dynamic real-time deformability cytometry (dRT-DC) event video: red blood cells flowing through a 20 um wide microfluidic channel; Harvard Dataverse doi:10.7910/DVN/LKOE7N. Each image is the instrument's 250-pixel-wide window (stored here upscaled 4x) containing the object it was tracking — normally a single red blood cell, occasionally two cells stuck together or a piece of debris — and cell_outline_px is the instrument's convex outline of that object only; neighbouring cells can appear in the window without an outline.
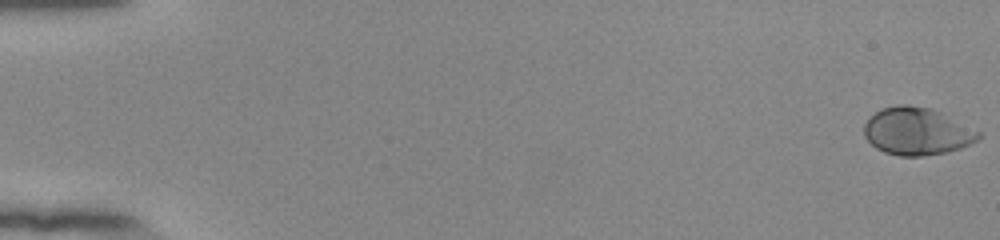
{"species": "human", "species_latin": "Homo sapiens", "temperature_condition": "room temperature", "stored_images_in_passage": 55, "camera_frame_rate_fps": 3000, "um_per_image_px": 0.085, "donor": {"sex": "female"}, "frame": {"image": 1, "passage_image": 1, "time_ms": 0.0, "image_size_px": [1000, 240], "cell_outline_px": [[980, 136], [972, 144], [948, 152], [924, 156], [900, 156], [884, 152], [876, 148], [864, 136], [864, 124], [876, 112], [884, 108], [896, 104], [908, 104], [932, 108], [980, 132]], "centroid_in_image_um": [77.93, 11.17], "position_along_channel_um": 7.1, "area_um2": 31.5}}
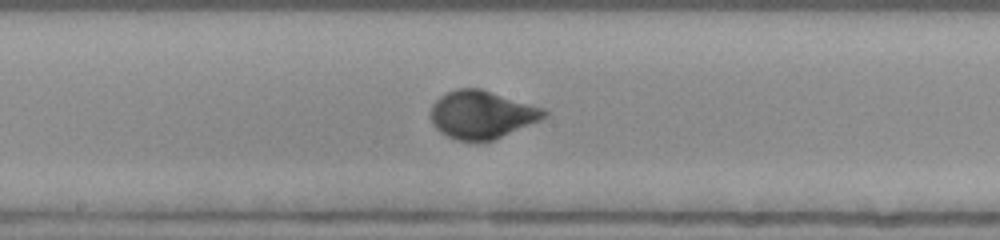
{"frame": {"image": 2, "passage_image": 31, "time_ms": 10.0, "image_size_px": [1000, 240], "cell_outline_px": [[548, 116], [540, 120], [492, 140], [480, 144], [456, 140], [440, 132], [432, 124], [432, 104], [444, 92], [456, 88], [480, 88], [544, 108], [548, 112]], "centroid_in_image_um": [40.93, 9.76], "position_along_channel_um": 207.3, "area_um2": 31.91}}
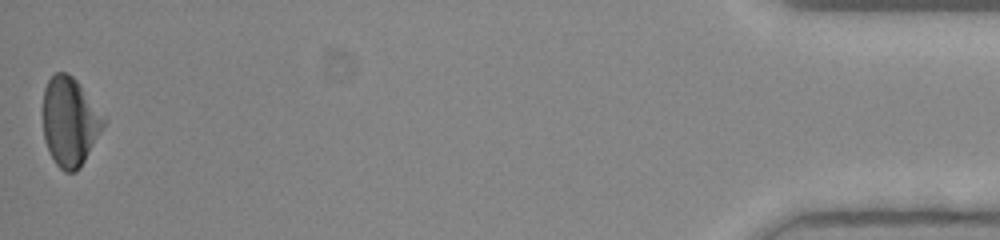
{"frame": {"image": 3, "passage_image": 55, "time_ms": 18.0, "image_size_px": [1000, 240], "cell_outline_px": [[104, 124], [100, 132], [80, 168], [76, 172], [64, 172], [56, 164], [44, 140], [44, 88], [48, 80], [56, 72], [68, 72], [80, 84], [104, 120]], "centroid_in_image_um": [5.9, 10.34], "position_along_channel_um": 429.3, "area_um2": 30.58}, "authors_computed_cell_mechanics": {"area_um2": 30.5762, "velocity_mm_per_s": 3.8593, "shape_relaxation_time_tau1_ms": 2.5489, "shape_relaxation_time_tau2_ms": null, "deformation_change_tau1": 0.1705, "deformation_change_tau2": null}}